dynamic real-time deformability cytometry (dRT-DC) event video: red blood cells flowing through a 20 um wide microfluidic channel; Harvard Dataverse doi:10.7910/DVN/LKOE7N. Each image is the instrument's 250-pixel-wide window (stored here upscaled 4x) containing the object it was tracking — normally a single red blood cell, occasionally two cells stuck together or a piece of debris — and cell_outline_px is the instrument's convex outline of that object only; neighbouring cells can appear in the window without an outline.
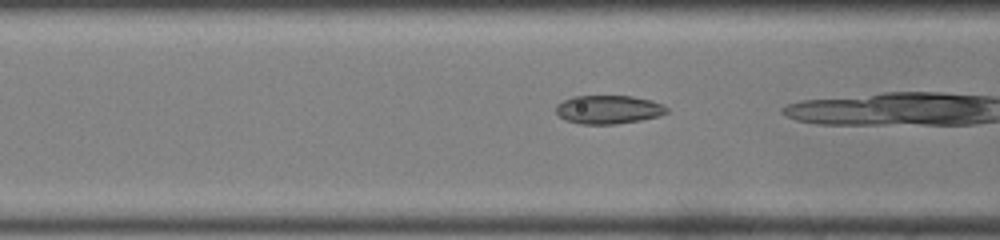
{"species": "common noctule bat (a hibernating species)", "species_latin": "Nyctalus noctula", "temperature_condition": "room temperature", "stored_images_in_passage": 37, "camera_frame_rate_fps": 3000, "um_per_image_px": 0.085, "animal": {"sex": "male", "body_mass_g": 19.0, "forearm_length_mm": 50.8}, "frame": {"image": 1, "passage_image": 18, "time_ms": 5.667, "image_size_px": [1000, 240], "cell_outline_px": [[668, 112], [660, 116], [640, 120], [616, 124], [580, 124], [564, 120], [556, 112], [556, 104], [572, 96], [632, 96], [652, 100], [668, 108]], "centroid_in_image_um": [51.7, 9.31], "position_along_channel_um": 114.9, "area_um2": 18.5}}
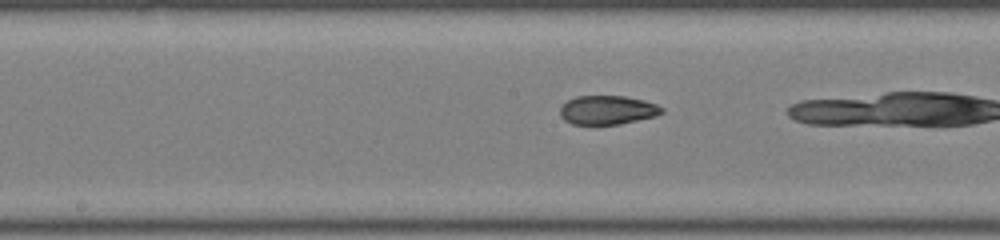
{"frame": {"image": 2, "passage_image": 24, "time_ms": 7.667, "image_size_px": [1000, 240], "cell_outline_px": [[664, 112], [656, 116], [620, 124], [572, 124], [564, 120], [560, 116], [560, 108], [568, 100], [576, 96], [624, 96], [644, 100], [656, 104], [664, 108]], "centroid_in_image_um": [51.65, 9.35], "position_along_channel_um": 196.6, "area_um2": 17.17}}
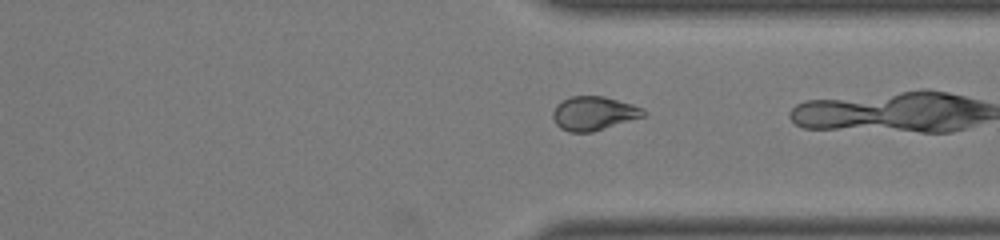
{"frame": {"image": 3, "passage_image": 36, "time_ms": 11.667, "image_size_px": [1000, 240], "cell_outline_px": [[648, 112], [644, 116], [592, 132], [568, 132], [560, 128], [556, 124], [552, 116], [552, 112], [556, 104], [572, 96], [604, 96], [632, 104], [644, 108]], "centroid_in_image_um": [50.46, 9.63], "position_along_channel_um": 360.9, "area_um2": 17.92}}